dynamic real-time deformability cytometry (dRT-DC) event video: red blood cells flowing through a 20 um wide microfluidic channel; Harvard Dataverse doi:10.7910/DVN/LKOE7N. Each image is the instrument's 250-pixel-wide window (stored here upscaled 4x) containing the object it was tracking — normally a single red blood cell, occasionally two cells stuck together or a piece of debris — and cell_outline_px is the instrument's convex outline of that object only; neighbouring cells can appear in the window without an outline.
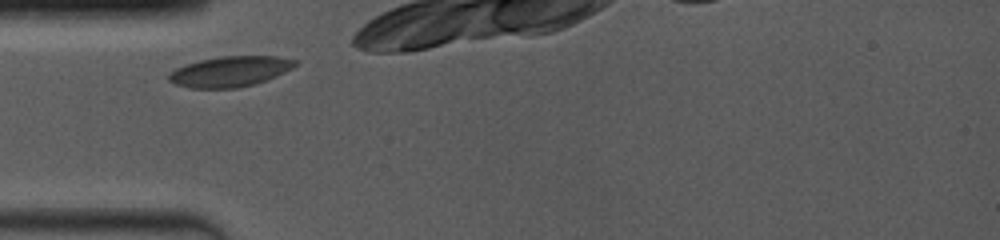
{"species": "common noctule bat (a hibernating species)", "species_latin": "Nyctalus noctula", "temperature_condition": "room temperature", "stored_images_in_passage": 13, "camera_frame_rate_fps": 4000, "um_per_image_px": 0.085, "animal": {"sex": "female", "body_mass_g": 19.0, "forearm_length_mm": 53.3}, "frame": {"image": 1, "passage_image": 1, "time_ms": 0.0, "image_size_px": [1000, 240], "cell_outline_px": [[296, 64], [292, 68], [268, 80], [236, 88], [192, 88], [176, 84], [168, 80], [168, 72], [184, 64], [200, 60], [220, 56], [276, 56], [296, 60]], "centroid_in_image_um": [19.52, 6.07], "position_along_channel_um": 65.5, "area_um2": 22.37}}
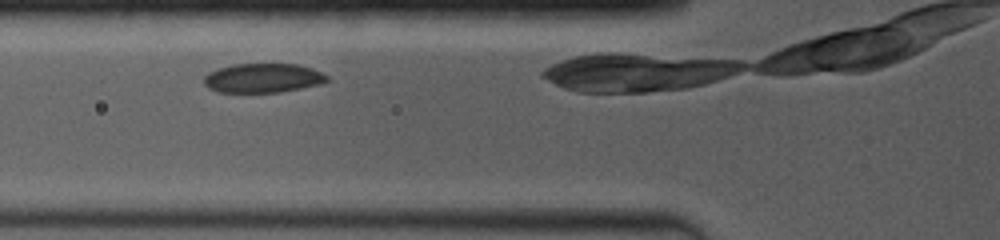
{"frame": {"image": 2, "passage_image": 3, "time_ms": 1.0, "image_size_px": [1000, 240], "cell_outline_px": [[332, 80], [320, 84], [280, 92], [220, 92], [208, 88], [204, 84], [204, 76], [208, 72], [232, 64], [296, 64], [312, 68], [328, 76]], "centroid_in_image_um": [22.36, 6.63], "position_along_channel_um": 103.4, "area_um2": 20.98}}
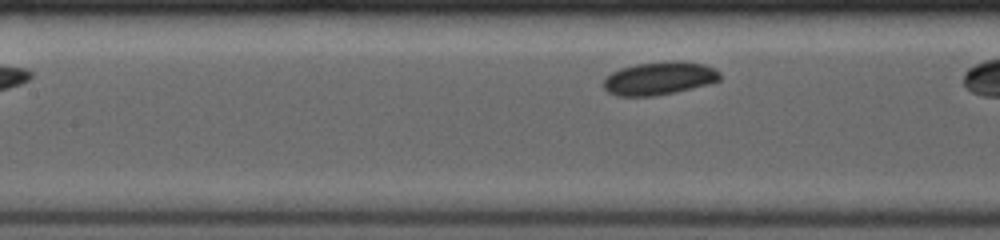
{"frame": {"image": 3, "passage_image": 6, "time_ms": 2.25, "image_size_px": [1000, 240], "cell_outline_px": [[720, 80], [708, 84], [676, 92], [652, 96], [616, 96], [608, 92], [604, 88], [604, 80], [612, 72], [620, 68], [636, 64], [668, 60], [680, 60], [704, 64], [716, 68], [720, 72]], "centroid_in_image_um": [56.06, 6.64], "position_along_channel_um": 151.3, "area_um2": 22.66}}